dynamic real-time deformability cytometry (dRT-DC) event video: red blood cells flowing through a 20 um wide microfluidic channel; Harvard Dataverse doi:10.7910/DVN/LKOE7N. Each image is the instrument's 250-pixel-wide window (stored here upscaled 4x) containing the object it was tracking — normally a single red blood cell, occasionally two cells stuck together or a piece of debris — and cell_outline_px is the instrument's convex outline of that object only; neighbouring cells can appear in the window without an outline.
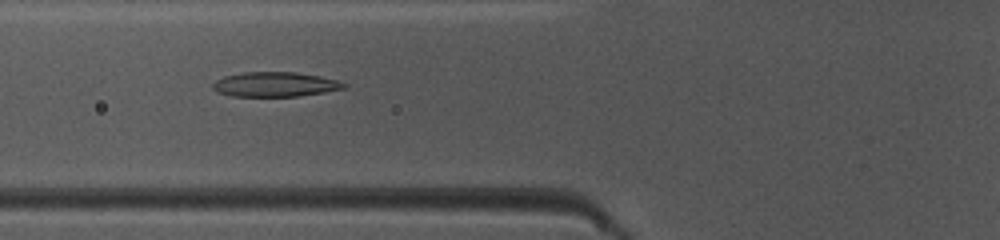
{"species": "common noctule bat (a hibernating species)", "species_latin": "Nyctalus noctula", "temperature_condition": "warm", "stored_images_in_passage": 49, "camera_frame_rate_fps": 3000, "um_per_image_px": 0.085, "animal": {"sex": "female", "body_mass_g": 10.0, "forearm_length_mm": 53.1}, "frame": {"image": 1, "passage_image": 19, "time_ms": 6.0, "image_size_px": [1000, 240], "cell_outline_px": [[348, 88], [324, 92], [296, 96], [232, 96], [216, 92], [212, 88], [212, 84], [216, 80], [224, 76], [244, 72], [296, 72], [320, 76], [336, 80], [348, 84]], "centroid_in_image_um": [23.38, 7.17], "position_along_channel_um": 102.4, "area_um2": 18.9}}
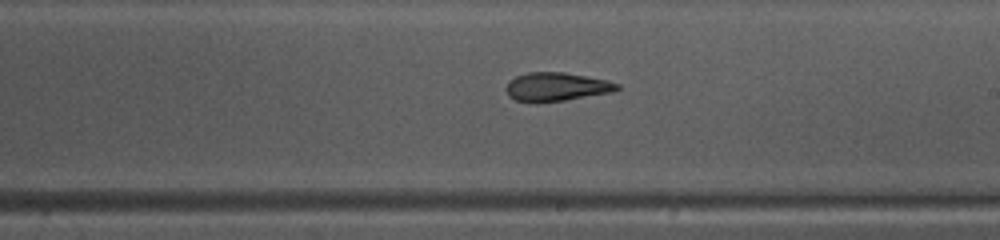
{"frame": {"image": 2, "passage_image": 29, "time_ms": 9.333, "image_size_px": [1000, 240], "cell_outline_px": [[620, 88], [612, 92], [564, 100], [516, 100], [508, 96], [508, 80], [516, 76], [528, 72], [564, 72], [604, 80], [620, 84]], "centroid_in_image_um": [47.32, 7.34], "position_along_channel_um": 241.7, "area_um2": 17.74}}
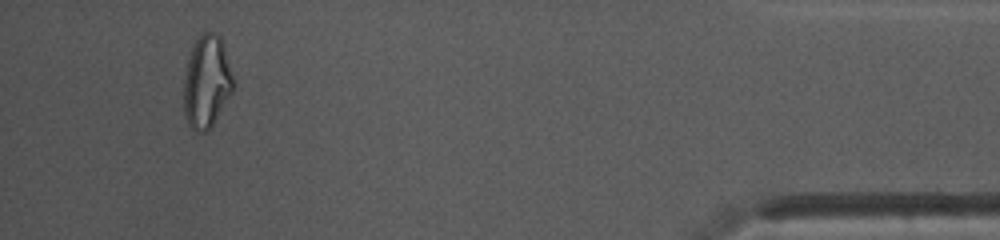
{"frame": {"image": 3, "passage_image": 46, "time_ms": 15.0, "image_size_px": [1000, 240], "cell_outline_px": [[236, 84], [232, 92], [212, 128], [204, 132], [196, 132], [188, 124], [184, 112], [184, 76], [188, 60], [192, 48], [200, 32], [216, 32], [220, 36], [236, 80]], "centroid_in_image_um": [17.6, 6.96], "position_along_channel_um": 417.6, "area_um2": 27.17}, "authors_computed_cell_mechanics": {"area_um2": 20.1144, "velocity_mm_per_s": 4.1588, "shape_relaxation_time_tau1_ms": 11.2547, "shape_relaxation_time_tau2_ms": 1.9538, "deformation_change_tau1": 0.2902, "deformation_change_tau2": 0.0888}}